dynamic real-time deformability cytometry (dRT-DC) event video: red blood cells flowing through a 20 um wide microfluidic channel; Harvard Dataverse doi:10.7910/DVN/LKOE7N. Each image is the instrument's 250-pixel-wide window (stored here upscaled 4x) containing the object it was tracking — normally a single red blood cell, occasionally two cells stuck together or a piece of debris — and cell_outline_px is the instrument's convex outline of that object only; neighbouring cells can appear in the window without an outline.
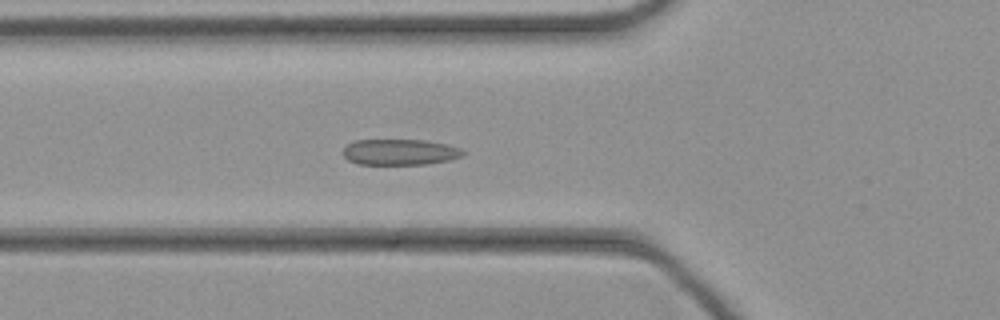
{"species": "common noctule bat (a hibernating species)", "species_latin": "Nyctalus noctula", "temperature_condition": "cold", "stored_images_in_passage": 11, "camera_frame_rate_fps": 3000, "um_per_image_px": 0.085, "animal": {"sex": "female", "body_mass_g": 21.9}, "frame": {"image": 1, "passage_image": 2, "time_ms": 0.333, "image_size_px": [1000, 320], "cell_outline_px": [[464, 152], [460, 156], [448, 160], [428, 164], [360, 164], [348, 160], [340, 152], [348, 144], [356, 140], [428, 140], [460, 148]], "centroid_in_image_um": [33.94, 12.92], "position_along_channel_um": 91.9, "area_um2": 17.98}}
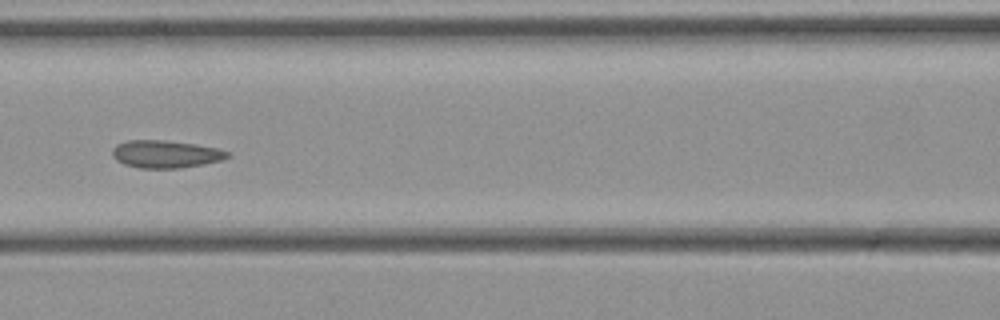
{"frame": {"image": 2, "passage_image": 6, "time_ms": 1.667, "image_size_px": [1000, 320], "cell_outline_px": [[232, 156], [224, 160], [204, 164], [180, 168], [140, 168], [124, 164], [116, 160], [112, 156], [112, 148], [116, 144], [128, 140], [164, 140], [196, 144], [220, 148], [232, 152]], "centroid_in_image_um": [14.14, 13.09], "position_along_channel_um": 152.5, "area_um2": 18.9}}
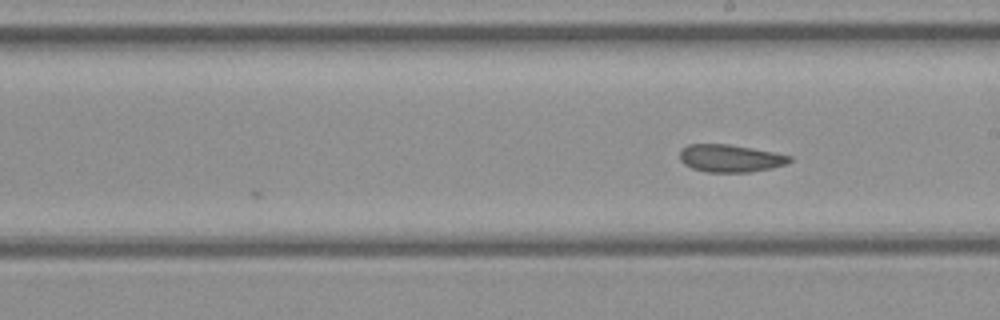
{"frame": {"image": 3, "passage_image": 11, "time_ms": 3.333, "image_size_px": [1000, 320], "cell_outline_px": [[792, 160], [788, 164], [748, 172], [704, 172], [692, 168], [684, 164], [680, 160], [680, 148], [688, 144], [728, 144], [772, 152], [792, 156]], "centroid_in_image_um": [62.03, 13.45], "position_along_channel_um": 227.0, "area_um2": 17.57}}